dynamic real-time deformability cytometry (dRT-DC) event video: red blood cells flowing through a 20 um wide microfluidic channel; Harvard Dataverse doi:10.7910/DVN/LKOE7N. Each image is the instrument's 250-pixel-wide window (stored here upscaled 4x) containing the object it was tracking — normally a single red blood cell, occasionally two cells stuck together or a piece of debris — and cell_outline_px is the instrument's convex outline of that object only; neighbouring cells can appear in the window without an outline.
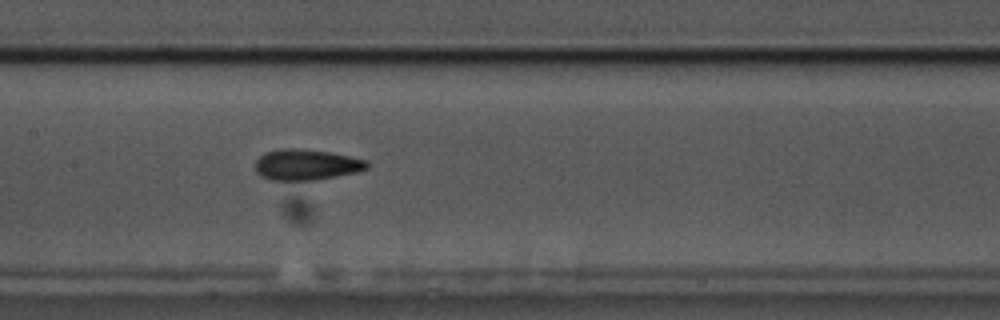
{"species": "common noctule bat (a hibernating species)", "species_latin": "Nyctalus noctula", "temperature_condition": "cold", "stored_images_in_passage": 58, "camera_frame_rate_fps": 3000, "um_per_image_px": 0.085, "animal": {"sex": "male", "body_mass_g": 17.5, "forearm_length_mm": 52.3}, "frame": {"image": 1, "passage_image": 28, "time_ms": 9.0, "image_size_px": [1000, 320], "cell_outline_px": [[368, 168], [360, 172], [316, 180], [272, 180], [260, 176], [256, 172], [256, 160], [264, 152], [288, 148], [292, 148], [328, 152], [368, 160]], "centroid_in_image_um": [26.06, 14.01], "position_along_channel_um": 181.3, "area_um2": 20.06}}
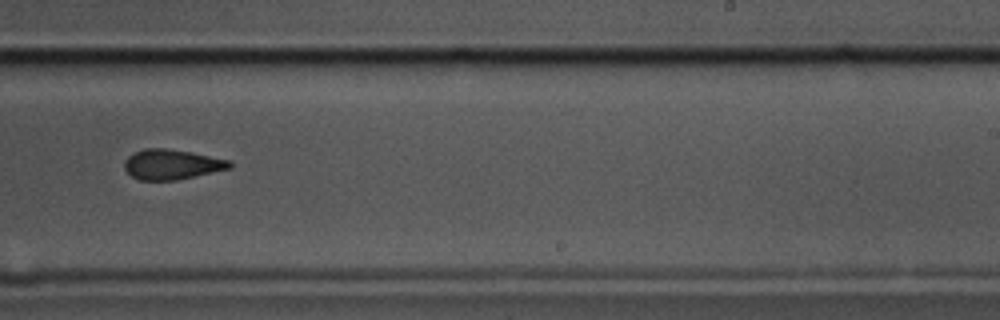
{"frame": {"image": 2, "passage_image": 36, "time_ms": 11.667, "image_size_px": [1000, 320], "cell_outline_px": [[232, 168], [176, 180], [140, 180], [132, 176], [124, 168], [124, 160], [132, 152], [144, 148], [164, 148], [192, 152], [232, 160]], "centroid_in_image_um": [14.61, 13.96], "position_along_channel_um": 274.4, "area_um2": 18.61}}
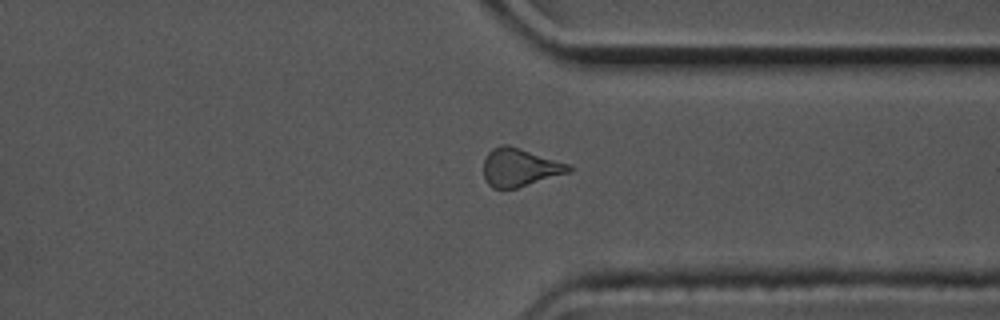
{"frame": {"image": 3, "passage_image": 44, "time_ms": 14.333, "image_size_px": [1000, 320], "cell_outline_px": [[572, 172], [516, 188], [492, 188], [484, 180], [484, 160], [488, 152], [492, 148], [500, 144], [508, 144], [572, 164]], "centroid_in_image_um": [44.21, 14.21], "position_along_channel_um": 367.2, "area_um2": 19.25}, "authors_computed_cell_mechanics": {"area_um2": 19.2185, "velocity_mm_per_s": 3.503, "shape_relaxation_time_tau1_ms": 4.7369, "shape_relaxation_time_tau2_ms": 2.9979, "deformation_change_tau1": 0.1388, "deformation_change_tau2": 0.1111}}